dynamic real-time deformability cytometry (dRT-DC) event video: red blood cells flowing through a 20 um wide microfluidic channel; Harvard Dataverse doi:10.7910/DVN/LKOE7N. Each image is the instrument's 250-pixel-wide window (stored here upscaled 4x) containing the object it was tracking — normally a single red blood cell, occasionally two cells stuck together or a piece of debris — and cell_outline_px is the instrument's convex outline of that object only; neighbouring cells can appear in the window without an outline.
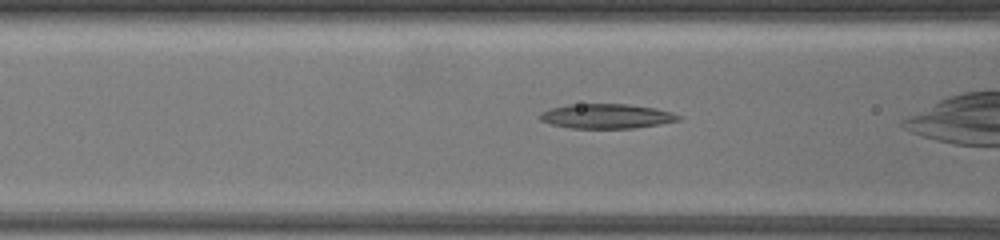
{"species": "common noctule bat (a hibernating species)", "species_latin": "Nyctalus noctula", "temperature_condition": "warm", "stored_images_in_passage": 13, "camera_frame_rate_fps": 3000, "um_per_image_px": 0.085, "animal": {"sex": "female", "body_mass_g": 19.5, "forearm_length_mm": 54.1}, "frame": {"image": 1, "passage_image": 6, "time_ms": 1.333, "image_size_px": [1000, 240], "cell_outline_px": [[680, 120], [660, 124], [632, 128], [568, 128], [548, 124], [540, 120], [536, 116], [540, 112], [552, 108], [568, 104], [628, 104], [656, 108], [672, 112], [680, 116]], "centroid_in_image_um": [51.49, 9.87], "position_along_channel_um": 115.1, "area_um2": 20.06}}